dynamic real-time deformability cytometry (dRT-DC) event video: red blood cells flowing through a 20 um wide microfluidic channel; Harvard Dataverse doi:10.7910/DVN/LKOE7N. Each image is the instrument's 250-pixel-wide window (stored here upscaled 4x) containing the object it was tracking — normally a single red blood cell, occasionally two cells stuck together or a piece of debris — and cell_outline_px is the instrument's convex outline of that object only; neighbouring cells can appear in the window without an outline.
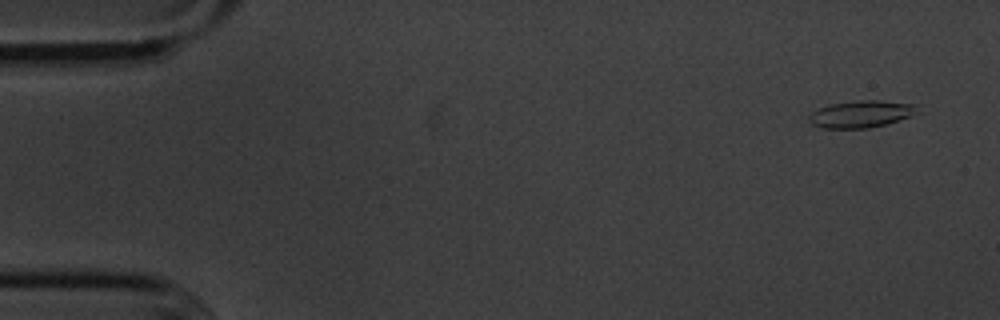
{"species": "common noctule bat (a hibernating species)", "species_latin": "Nyctalus noctula", "temperature_condition": "cold", "stored_images_in_passage": 4, "camera_frame_rate_fps": 3000, "um_per_image_px": 0.085, "animal": {"sex": "male", "body_mass_g": 20.1, "forearm_length_mm": 53.5}, "frame": {"image": 1, "passage_image": 1, "time_ms": 0.0, "image_size_px": [1000, 320], "cell_outline_px": [[920, 104], [916, 112], [908, 116], [884, 124], [868, 128], [820, 128], [812, 124], [808, 120], [808, 116], [812, 112], [828, 104], [860, 100], [876, 100]], "centroid_in_image_um": [73.16, 9.68], "position_along_channel_um": 11.8, "area_um2": 16.94}}